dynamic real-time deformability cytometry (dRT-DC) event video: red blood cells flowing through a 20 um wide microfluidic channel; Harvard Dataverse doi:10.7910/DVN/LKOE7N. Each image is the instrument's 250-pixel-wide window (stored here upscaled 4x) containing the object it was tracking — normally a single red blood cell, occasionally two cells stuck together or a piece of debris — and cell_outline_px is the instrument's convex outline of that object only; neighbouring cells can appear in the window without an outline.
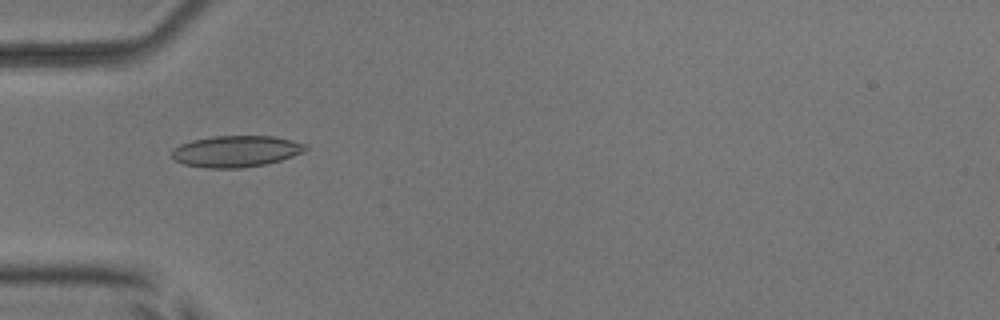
{"species": "common noctule bat (a hibernating species)", "species_latin": "Nyctalus noctula", "temperature_condition": "room temperature", "stored_images_in_passage": 36, "camera_frame_rate_fps": 3000, "um_per_image_px": 0.085, "animal": {"sex": "male", "body_mass_g": 17.9, "forearm_length_mm": 54.2}, "frame": {"image": 1, "passage_image": 1, "time_ms": 0.0, "image_size_px": [1000, 320], "cell_outline_px": [[308, 148], [304, 152], [280, 160], [264, 164], [240, 168], [204, 168], [184, 164], [176, 160], [172, 156], [172, 148], [180, 144], [192, 140], [212, 136], [272, 136], [292, 140], [304, 144]], "centroid_in_image_um": [20.04, 12.86], "position_along_channel_um": 65.0, "area_um2": 24.39}}
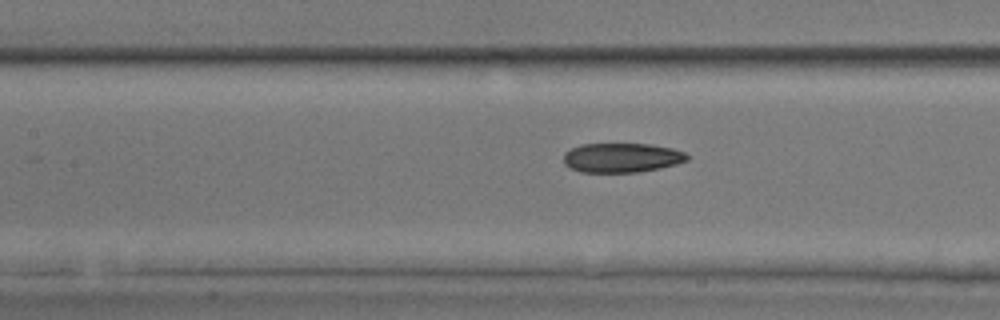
{"frame": {"image": 2, "passage_image": 8, "time_ms": 2.333, "image_size_px": [1000, 320], "cell_outline_px": [[688, 160], [676, 164], [660, 168], [636, 172], [580, 172], [564, 164], [564, 152], [580, 144], [648, 144], [672, 148], [684, 152], [688, 156]], "centroid_in_image_um": [52.83, 13.4], "position_along_channel_um": 154.6, "area_um2": 21.1}}
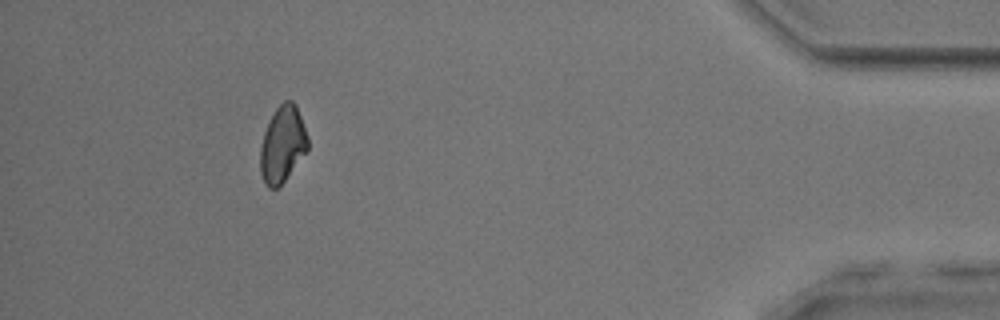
{"frame": {"image": 3, "passage_image": 32, "time_ms": 10.333, "image_size_px": [1000, 320], "cell_outline_px": [[308, 148], [284, 180], [276, 188], [268, 188], [264, 184], [260, 172], [260, 148], [264, 132], [276, 108], [284, 100], [292, 100], [296, 104], [308, 136]], "centroid_in_image_um": [24.0, 12.25], "position_along_channel_um": 411.2, "area_um2": 20.87}, "authors_computed_cell_mechanics": {"area_um2": 21.7906, "velocity_mm_per_s": 3.9142, "shape_relaxation_time_tau1_ms": 10.0286, "shape_relaxation_time_tau2_ms": 7.9609, "deformation_change_tau1": 0.2035, "deformation_change_tau2": 0.1361}}